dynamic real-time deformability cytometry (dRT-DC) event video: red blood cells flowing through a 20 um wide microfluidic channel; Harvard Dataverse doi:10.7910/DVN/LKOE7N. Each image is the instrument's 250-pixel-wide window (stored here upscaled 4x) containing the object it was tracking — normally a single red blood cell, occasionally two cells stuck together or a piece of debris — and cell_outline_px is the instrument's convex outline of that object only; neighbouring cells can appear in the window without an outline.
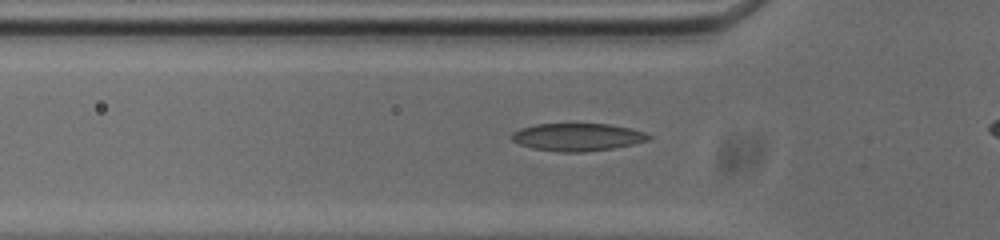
{"species": "common noctule bat (a hibernating species)", "species_latin": "Nyctalus noctula", "temperature_condition": "cold", "stored_images_in_passage": 18, "camera_frame_rate_fps": 3000, "um_per_image_px": 0.085, "animal": {"sex": "male", "body_mass_g": 20.0, "forearm_length_mm": 53.3}, "frame": {"image": 1, "passage_image": 10, "time_ms": 3.0, "image_size_px": [1000, 240], "cell_outline_px": [[652, 136], [648, 140], [632, 144], [612, 148], [584, 152], [560, 152], [532, 148], [520, 144], [512, 140], [512, 132], [520, 128], [536, 124], [608, 124], [632, 128], [644, 132]], "centroid_in_image_um": [49.08, 11.65], "position_along_channel_um": 76.7, "area_um2": 21.96}}
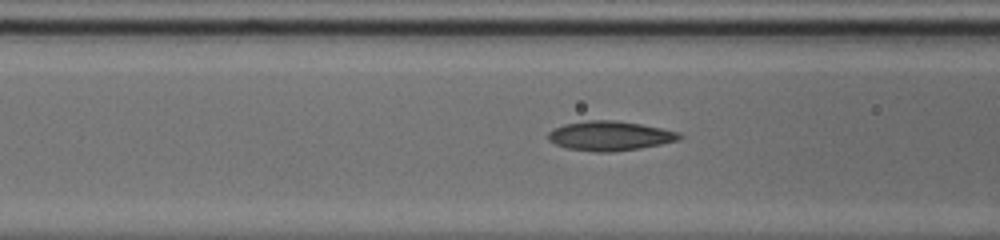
{"frame": {"image": 2, "passage_image": 13, "time_ms": 4.0, "image_size_px": [1000, 240], "cell_outline_px": [[684, 136], [676, 140], [660, 144], [640, 148], [608, 152], [596, 152], [568, 148], [556, 144], [548, 140], [548, 132], [564, 124], [588, 120], [616, 120], [640, 124], [680, 132]], "centroid_in_image_um": [51.84, 11.54], "position_along_channel_um": 114.8, "area_um2": 22.31}}
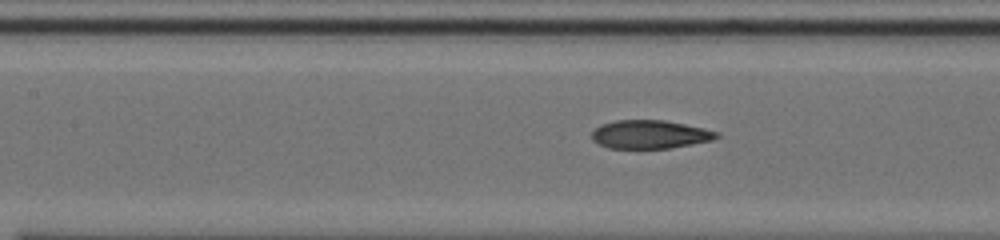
{"frame": {"image": 3, "passage_image": 16, "time_ms": 5.0, "image_size_px": [1000, 240], "cell_outline_px": [[720, 136], [712, 140], [672, 148], [608, 148], [592, 140], [592, 132], [600, 124], [616, 120], [664, 120], [704, 128], [720, 132]], "centroid_in_image_um": [55.26, 11.42], "position_along_channel_um": 152.1, "area_um2": 20.69}}